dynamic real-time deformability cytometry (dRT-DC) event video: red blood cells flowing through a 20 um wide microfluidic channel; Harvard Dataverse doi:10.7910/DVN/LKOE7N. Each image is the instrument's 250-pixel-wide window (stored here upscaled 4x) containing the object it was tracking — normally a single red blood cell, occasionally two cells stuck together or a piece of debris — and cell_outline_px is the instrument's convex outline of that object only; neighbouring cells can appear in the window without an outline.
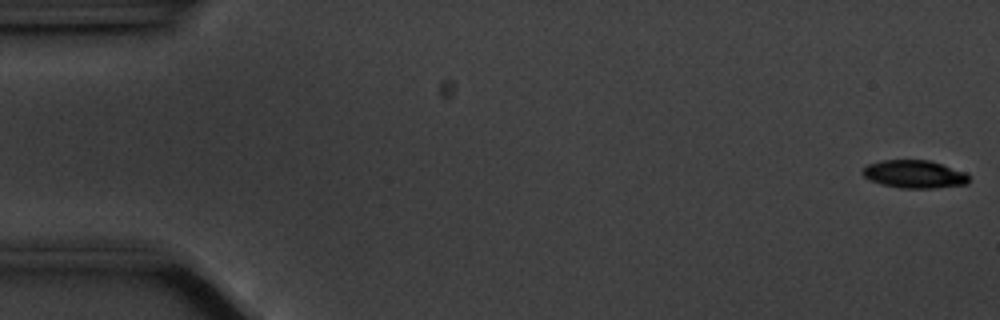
{"species": "common noctule bat (a hibernating species)", "species_latin": "Nyctalus noctula", "temperature_condition": "cold", "stored_images_in_passage": 56, "camera_frame_rate_fps": 3000, "um_per_image_px": 0.085, "animal": {"sex": "male", "body_mass_g": 20.1, "forearm_length_mm": 53.5}, "frame": {"image": 1, "passage_image": 1, "time_ms": 0.0, "image_size_px": [1000, 320], "cell_outline_px": [[968, 184], [932, 188], [900, 188], [880, 184], [864, 176], [860, 172], [868, 164], [884, 160], [928, 160], [968, 172]], "centroid_in_image_um": [77.74, 14.8], "position_along_channel_um": 7.3, "area_um2": 17.28}}
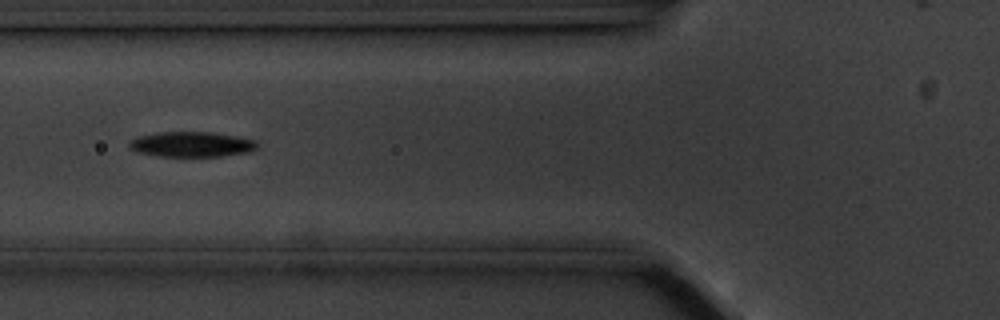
{"frame": {"image": 2, "passage_image": 21, "time_ms": 6.667, "image_size_px": [1000, 320], "cell_outline_px": [[256, 148], [248, 152], [220, 156], [160, 156], [136, 152], [128, 148], [128, 144], [136, 136], [156, 132], [212, 132], [236, 136], [256, 140]], "centroid_in_image_um": [16.23, 12.26], "position_along_channel_um": 109.6, "area_um2": 18.79}}
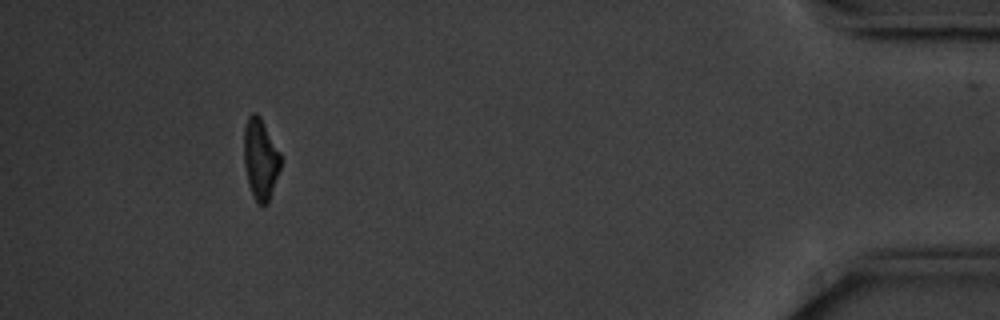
{"frame": {"image": 3, "passage_image": 52, "time_ms": 17.0, "image_size_px": [1000, 320], "cell_outline_px": [[280, 168], [268, 204], [260, 204], [252, 196], [248, 184], [244, 164], [244, 128], [248, 116], [252, 112], [256, 112], [260, 116], [280, 152]], "centroid_in_image_um": [22.12, 13.5], "position_along_channel_um": 413.1, "area_um2": 17.28}, "authors_computed_cell_mechanics": {"area_um2": 18.1203, "velocity_mm_per_s": 3.5422, "shape_relaxation_time_tau1_ms": 2.6871, "shape_relaxation_time_tau2_ms": null, "deformation_change_tau1": 0.1296, "deformation_change_tau2": null}}